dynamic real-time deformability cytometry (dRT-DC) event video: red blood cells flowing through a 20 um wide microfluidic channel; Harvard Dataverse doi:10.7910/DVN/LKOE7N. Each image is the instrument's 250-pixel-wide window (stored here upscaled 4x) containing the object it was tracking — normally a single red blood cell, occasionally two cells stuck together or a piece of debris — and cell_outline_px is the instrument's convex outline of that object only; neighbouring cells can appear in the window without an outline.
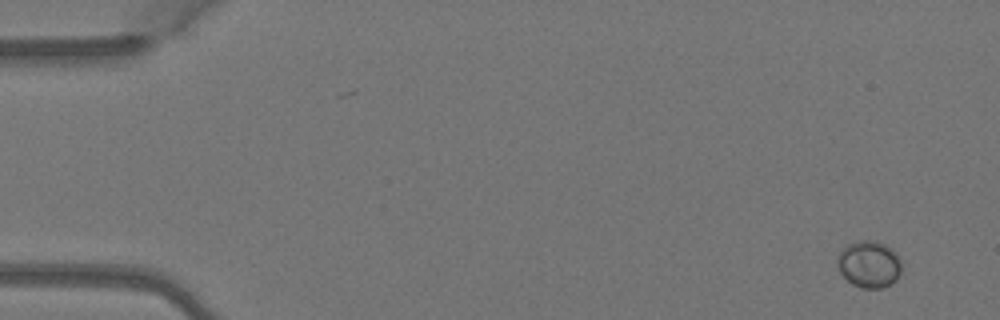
{"species": "Egyptian fruit bat (a non-hibernating species)", "species_latin": "Rousettus aegyptiacus", "temperature_condition": "warm", "stored_images_in_passage": 6, "camera_frame_rate_fps": 3000, "um_per_image_px": 0.085, "animal": {"sex": "female"}, "frame": {"image": 1, "passage_image": 1, "time_ms": 0.0, "image_size_px": [1000, 320], "cell_outline_px": [[900, 272], [896, 280], [892, 284], [880, 288], [860, 288], [852, 284], [840, 272], [836, 264], [836, 260], [840, 252], [848, 244], [860, 240], [876, 240], [892, 248], [900, 256]], "centroid_in_image_um": [73.88, 22.45], "position_along_channel_um": 11.1, "area_um2": 17.69}}
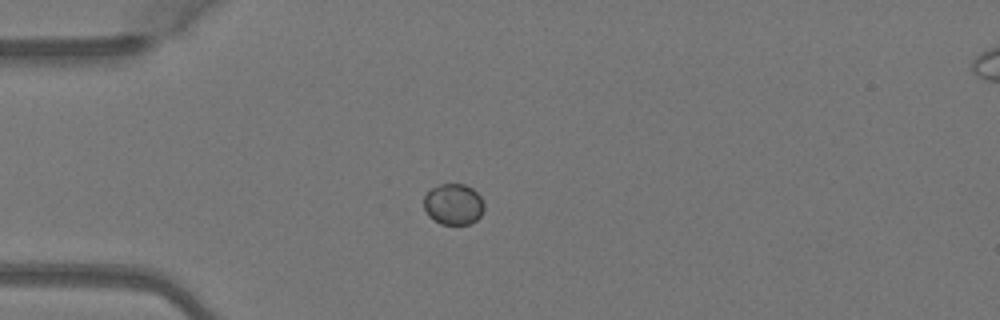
{"frame": {"image": 2, "passage_image": 4, "time_ms": 1.0, "image_size_px": [1000, 320], "cell_outline_px": [[484, 208], [480, 216], [476, 220], [468, 224], [440, 224], [428, 216], [424, 208], [424, 196], [432, 188], [440, 184], [464, 184], [472, 188], [480, 196], [484, 204]], "centroid_in_image_um": [38.53, 17.36], "position_along_channel_um": 46.5, "area_um2": 14.39}}
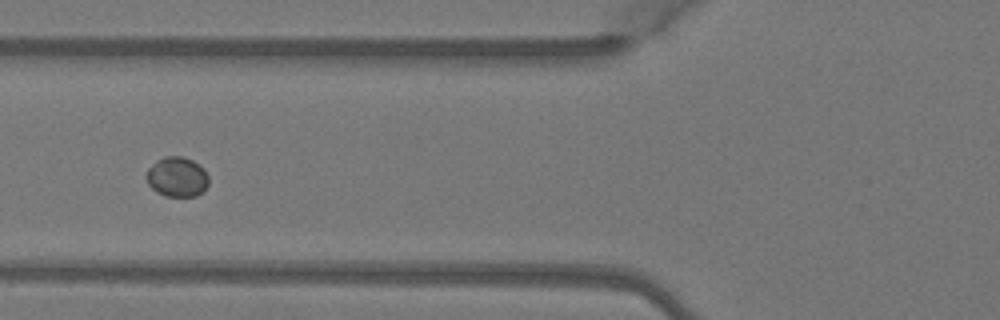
{"frame": {"image": 3, "passage_image": 6, "time_ms": 1.667, "image_size_px": [1000, 320], "cell_outline_px": [[208, 184], [196, 196], [164, 196], [156, 192], [148, 184], [144, 176], [148, 168], [156, 160], [164, 156], [184, 156], [200, 164], [204, 168], [208, 176]], "centroid_in_image_um": [15.02, 15.01], "position_along_channel_um": 110.8, "area_um2": 14.68}}